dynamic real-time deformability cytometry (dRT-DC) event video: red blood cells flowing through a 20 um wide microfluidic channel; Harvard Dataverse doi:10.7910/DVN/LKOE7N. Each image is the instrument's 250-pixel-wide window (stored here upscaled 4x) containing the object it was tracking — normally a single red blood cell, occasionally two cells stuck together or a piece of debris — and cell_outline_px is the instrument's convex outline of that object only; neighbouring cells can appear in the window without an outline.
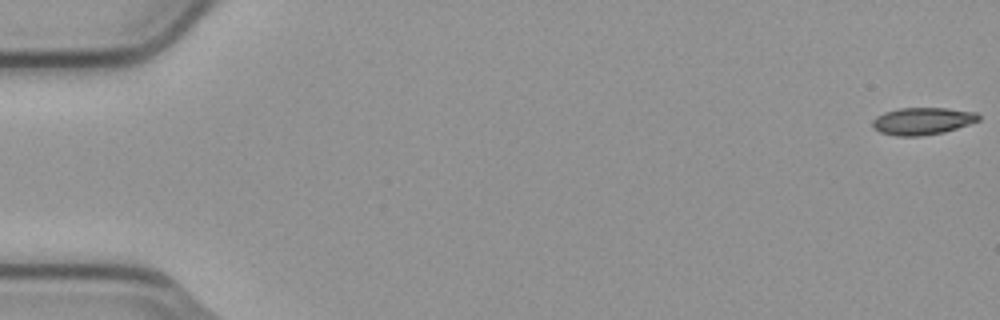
{"species": "common noctule bat (a hibernating species)", "species_latin": "Nyctalus noctula", "temperature_condition": "cold", "stored_images_in_passage": 5, "camera_frame_rate_fps": 3000, "um_per_image_px": 0.085, "animal": {"sex": "male", "body_mass_g": 23.1, "forearm_length_mm": 52.7}, "frame": {"image": 1, "passage_image": 1, "time_ms": 0.0, "image_size_px": [1000, 320], "cell_outline_px": [[980, 120], [944, 132], [920, 136], [896, 136], [880, 132], [872, 128], [872, 120], [876, 116], [884, 112], [900, 108], [944, 108], [976, 112], [980, 116]], "centroid_in_image_um": [78.37, 10.29], "position_along_channel_um": 6.6, "area_um2": 16.82}}
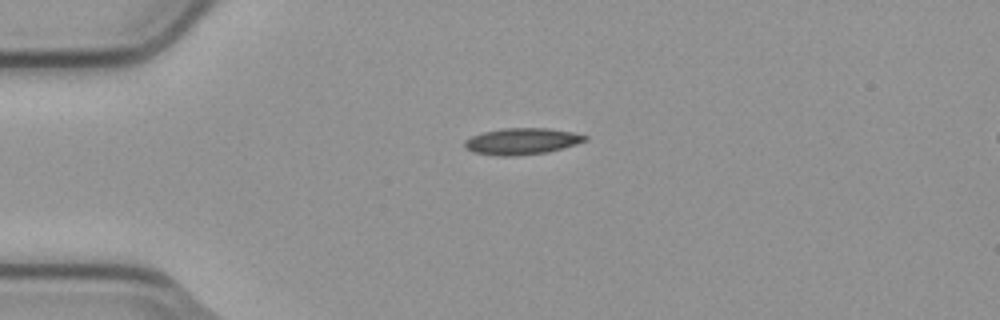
{"frame": {"image": 2, "passage_image": 3, "time_ms": 0.667, "image_size_px": [1000, 320], "cell_outline_px": [[588, 140], [576, 144], [548, 152], [516, 156], [496, 156], [476, 152], [464, 148], [464, 140], [472, 136], [484, 132], [504, 128], [544, 128], [572, 132], [588, 136]], "centroid_in_image_um": [44.35, 12.01], "position_along_channel_um": 40.6, "area_um2": 18.5}}
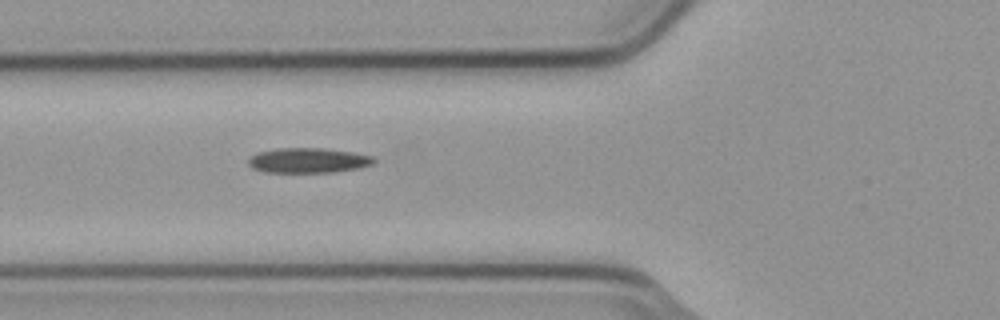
{"frame": {"image": 3, "passage_image": 5, "time_ms": 1.333, "image_size_px": [1000, 320], "cell_outline_px": [[376, 160], [372, 164], [356, 168], [332, 172], [264, 172], [252, 168], [248, 164], [248, 160], [256, 152], [276, 148], [324, 148], [352, 152], [372, 156]], "centroid_in_image_um": [26.15, 13.63], "position_along_channel_um": 99.6, "area_um2": 18.21}}